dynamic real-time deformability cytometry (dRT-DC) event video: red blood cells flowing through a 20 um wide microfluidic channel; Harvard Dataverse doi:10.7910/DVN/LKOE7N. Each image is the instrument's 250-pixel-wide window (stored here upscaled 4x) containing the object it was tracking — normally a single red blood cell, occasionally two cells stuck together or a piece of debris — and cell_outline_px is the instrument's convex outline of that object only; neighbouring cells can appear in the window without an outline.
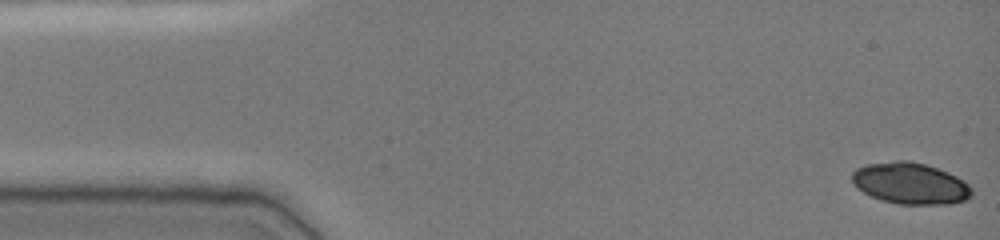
{"species": "common noctule bat (a hibernating species)", "species_latin": "Nyctalus noctula", "temperature_condition": "cold", "stored_images_in_passage": 49, "camera_frame_rate_fps": 3000, "um_per_image_px": 0.085, "animal": {"sex": "female", "body_mass_g": 19.0, "forearm_length_mm": 51.5}, "frame": {"image": 1, "passage_image": 1, "time_ms": 0.0, "image_size_px": [1000, 240], "cell_outline_px": [[972, 196], [968, 200], [948, 204], [896, 204], [880, 200], [856, 188], [852, 180], [852, 172], [856, 168], [864, 164], [896, 160], [908, 160], [924, 164], [948, 172], [964, 180], [972, 188]], "centroid_in_image_um": [77.37, 15.59], "position_along_channel_um": 7.6, "area_um2": 29.19}}
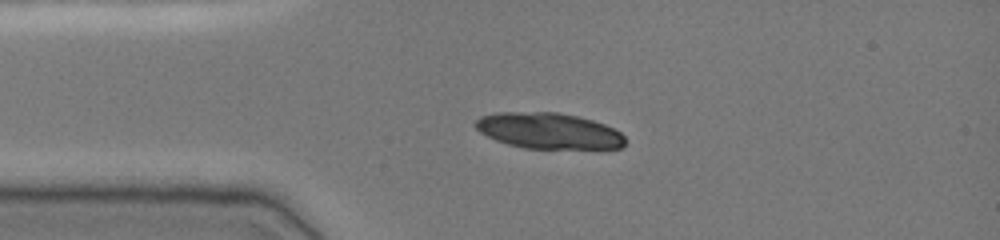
{"frame": {"image": 2, "passage_image": 11, "time_ms": 3.333, "image_size_px": [1000, 240], "cell_outline_px": [[624, 144], [620, 148], [524, 148], [508, 144], [496, 140], [480, 132], [472, 124], [480, 116], [496, 112], [556, 112], [576, 116], [592, 120], [604, 124], [620, 132], [624, 136]], "centroid_in_image_um": [46.59, 11.11], "position_along_channel_um": 38.4, "area_um2": 31.15}}